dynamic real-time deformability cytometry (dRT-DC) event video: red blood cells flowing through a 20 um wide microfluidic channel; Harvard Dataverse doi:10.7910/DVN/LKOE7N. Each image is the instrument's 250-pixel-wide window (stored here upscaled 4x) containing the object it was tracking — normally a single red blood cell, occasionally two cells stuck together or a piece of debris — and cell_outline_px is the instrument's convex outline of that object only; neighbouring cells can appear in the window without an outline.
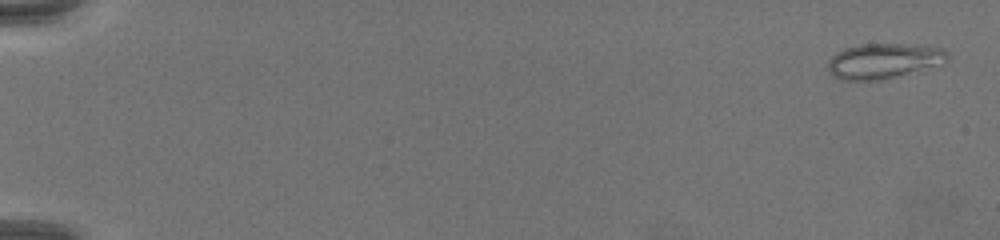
{"species": "common noctule bat (a hibernating species)", "species_latin": "Nyctalus noctula", "temperature_condition": "warm", "stored_images_in_passage": 71, "camera_frame_rate_fps": 3000, "um_per_image_px": 0.085, "animal": {"sex": "female", "body_mass_g": 19.5, "forearm_length_mm": 54.1}, "frame": {"image": 1, "passage_image": 3, "time_ms": 0.667, "image_size_px": [1000, 240], "cell_outline_px": [[948, 60], [944, 64], [880, 80], [840, 80], [832, 76], [828, 72], [828, 60], [836, 52], [844, 48], [860, 44], [900, 44], [944, 48], [948, 52]], "centroid_in_image_um": [75.09, 5.18], "position_along_channel_um": 9.9, "area_um2": 24.62}}
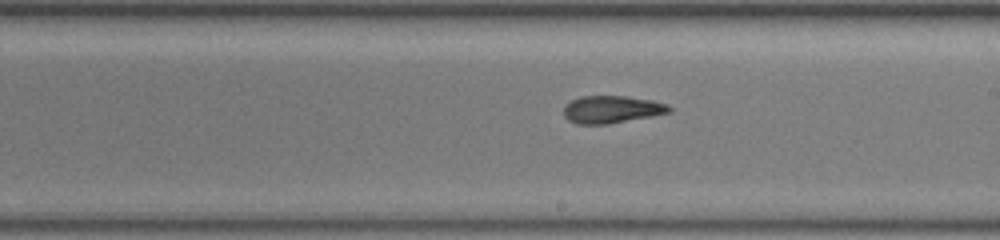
{"frame": {"image": 2, "passage_image": 44, "time_ms": 14.333, "image_size_px": [1000, 240], "cell_outline_px": [[672, 112], [652, 116], [608, 124], [576, 124], [568, 120], [564, 116], [564, 104], [580, 96], [628, 96], [652, 100], [668, 104], [672, 108]], "centroid_in_image_um": [52.0, 9.3], "position_along_channel_um": 237.0, "area_um2": 17.05}}
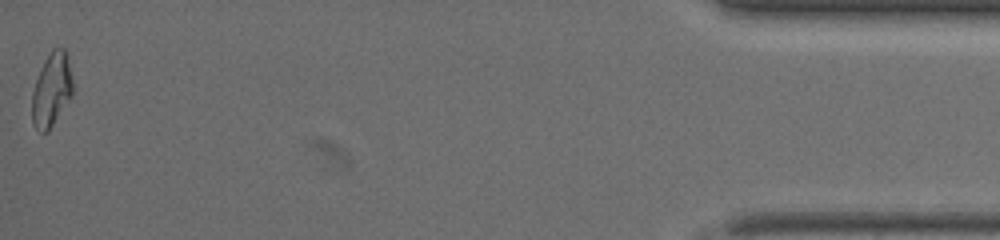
{"frame": {"image": 3, "passage_image": 71, "time_ms": 23.333, "image_size_px": [1000, 240], "cell_outline_px": [[72, 96], [48, 132], [44, 132], [36, 128], [32, 124], [32, 92], [40, 68], [44, 60], [52, 48], [64, 48], [68, 56], [72, 80]], "centroid_in_image_um": [4.38, 7.62], "position_along_channel_um": 430.8, "area_um2": 17.51}}